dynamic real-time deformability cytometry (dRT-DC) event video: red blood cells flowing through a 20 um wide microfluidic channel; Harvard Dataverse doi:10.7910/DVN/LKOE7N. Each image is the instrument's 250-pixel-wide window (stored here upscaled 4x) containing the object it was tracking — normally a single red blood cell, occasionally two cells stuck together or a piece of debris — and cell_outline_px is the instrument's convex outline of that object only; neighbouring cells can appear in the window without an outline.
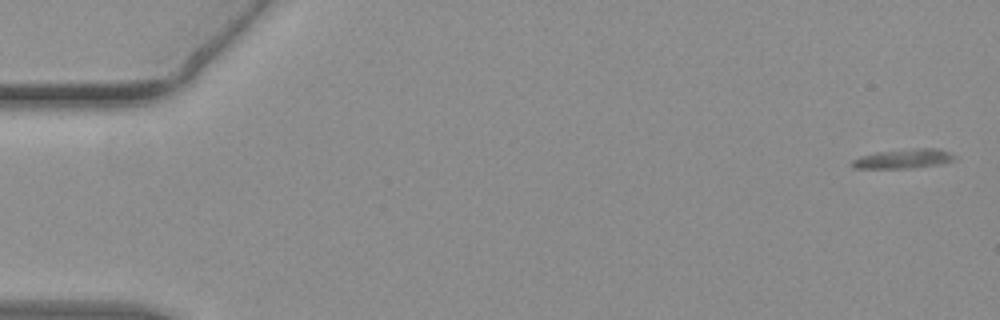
{"species": "common noctule bat (a hibernating species)", "species_latin": "Nyctalus noctula", "temperature_condition": "warm", "stored_images_in_passage": 23, "camera_frame_rate_fps": 3000, "um_per_image_px": 0.085, "animal": {"sex": "female", "body_mass_g": 19.3, "forearm_length_mm": 54.1}, "frame": {"image": 1, "passage_image": 2, "time_ms": 0.333, "image_size_px": [1000, 320], "cell_outline_px": [[956, 156], [952, 160], [940, 164], [908, 168], [852, 168], [852, 160], [860, 156], [876, 152], [916, 148], [936, 148], [948, 152]], "centroid_in_image_um": [76.76, 13.49], "position_along_channel_um": 8.2, "area_um2": 11.39}}
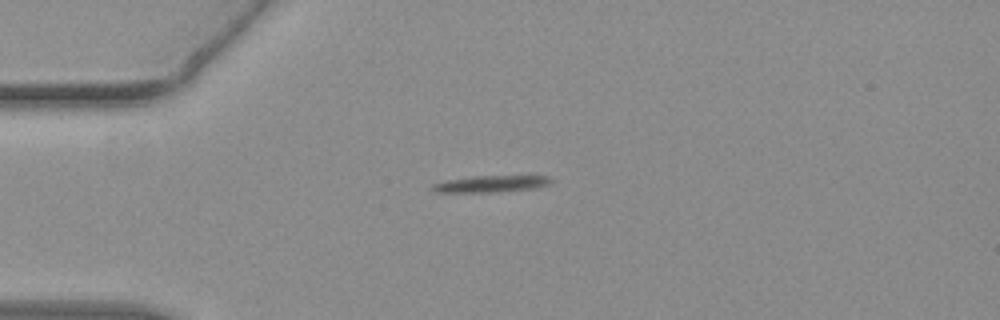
{"frame": {"image": 2, "passage_image": 16, "time_ms": 5.0, "image_size_px": [1000, 320], "cell_outline_px": [[556, 180], [548, 184], [536, 188], [492, 192], [436, 192], [432, 188], [432, 184], [448, 180], [472, 176], [528, 172], [548, 176]], "centroid_in_image_um": [41.96, 15.55], "position_along_channel_um": 43.0, "area_um2": 12.48}}
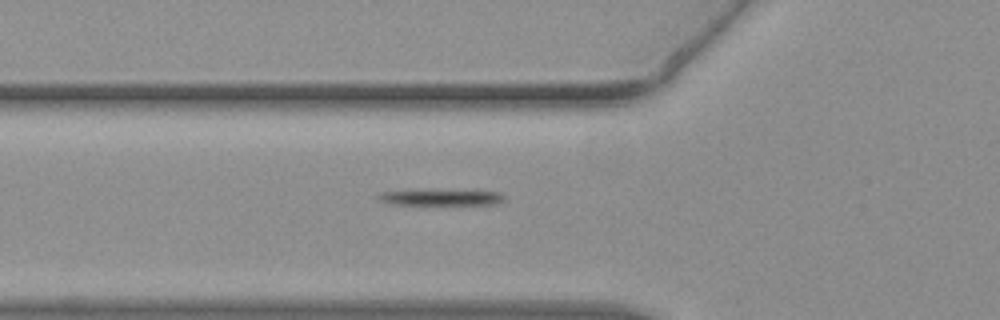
{"frame": {"image": 3, "passage_image": 22, "time_ms": 7.0, "image_size_px": [1000, 320], "cell_outline_px": [[504, 200], [496, 204], [436, 208], [388, 204], [380, 200], [376, 196], [380, 192], [428, 188], [500, 192], [504, 196]], "centroid_in_image_um": [37.42, 16.82], "position_along_channel_um": 88.4, "area_um2": 13.87}}